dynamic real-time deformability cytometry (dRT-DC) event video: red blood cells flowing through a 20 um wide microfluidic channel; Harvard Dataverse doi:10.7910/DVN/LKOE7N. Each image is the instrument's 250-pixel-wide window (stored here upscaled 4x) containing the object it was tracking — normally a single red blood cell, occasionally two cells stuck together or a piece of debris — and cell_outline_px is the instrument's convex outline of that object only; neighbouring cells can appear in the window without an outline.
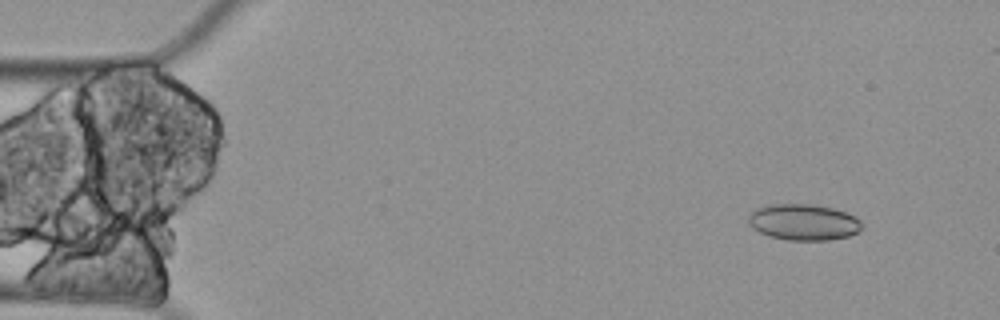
{"species": "Egyptian fruit bat (a non-hibernating species)", "species_latin": "Rousettus aegyptiacus", "temperature_condition": "cold", "stored_images_in_passage": 5, "camera_frame_rate_fps": 3000, "um_per_image_px": 0.085, "animal": {"sex": "female"}, "frame": {"image": 1, "passage_image": 2, "time_ms": 0.333, "image_size_px": [1000, 320], "cell_outline_px": [[864, 228], [860, 232], [848, 236], [828, 240], [788, 240], [768, 236], [752, 228], [748, 224], [748, 216], [756, 208], [768, 204], [812, 204], [832, 208], [844, 212], [860, 220], [864, 224]], "centroid_in_image_um": [68.3, 18.89], "position_along_channel_um": 16.7, "area_um2": 24.1}}
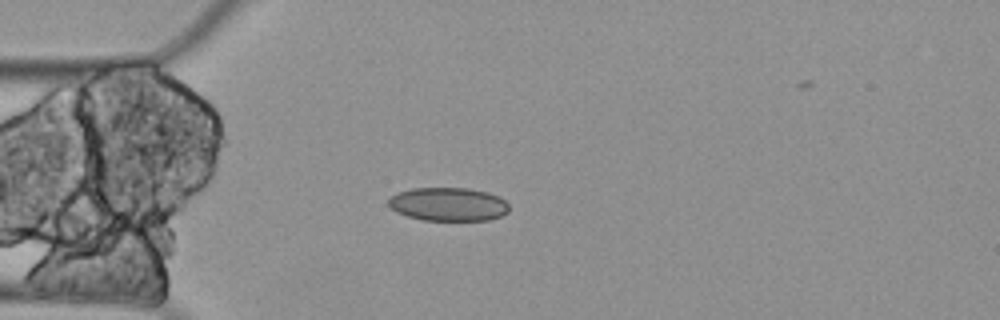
{"frame": {"image": 2, "passage_image": 5, "time_ms": 1.333, "image_size_px": [1000, 320], "cell_outline_px": [[508, 212], [500, 216], [488, 220], [424, 220], [408, 216], [396, 212], [388, 204], [388, 200], [396, 192], [412, 188], [468, 188], [488, 192], [500, 196], [508, 204]], "centroid_in_image_um": [38.11, 17.35], "position_along_channel_um": 46.9, "area_um2": 23.58}}